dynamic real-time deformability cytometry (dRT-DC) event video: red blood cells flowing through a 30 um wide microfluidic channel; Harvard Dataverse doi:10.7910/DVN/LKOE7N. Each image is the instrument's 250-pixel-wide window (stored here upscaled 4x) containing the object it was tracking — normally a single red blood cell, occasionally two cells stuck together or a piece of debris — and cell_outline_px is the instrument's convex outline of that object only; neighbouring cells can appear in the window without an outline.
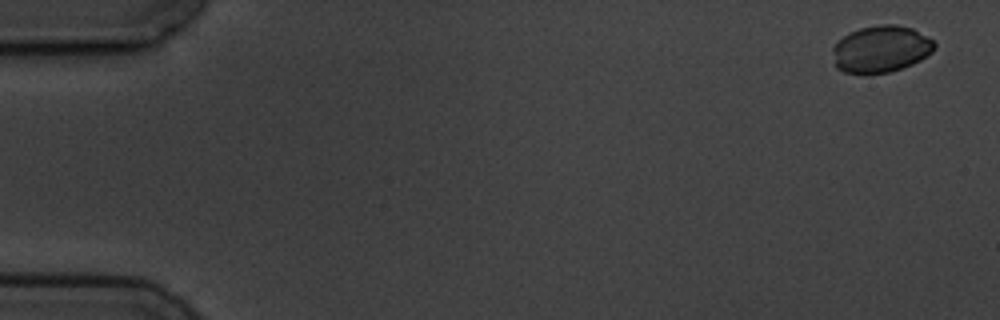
{"species": "common noctule bat (a hibernating species)", "species_latin": "Nyctalus noctula", "temperature_condition": "cold", "stored_images_in_passage": 6, "camera_frame_rate_fps": 3000, "um_per_image_px": 0.085, "animal": {"sex": "male", "body_mass_g": 19.5, "forearm_length_mm": 54.6}, "frame": {"image": 1, "passage_image": 1, "time_ms": 0.0, "image_size_px": [1000, 320], "cell_outline_px": [[936, 48], [932, 52], [920, 60], [912, 64], [888, 72], [844, 72], [836, 68], [832, 48], [848, 32], [860, 28], [880, 24], [896, 24], [912, 28], [928, 36], [936, 44]], "centroid_in_image_um": [74.9, 4.14], "position_along_channel_um": 10.1, "area_um2": 27.51}}
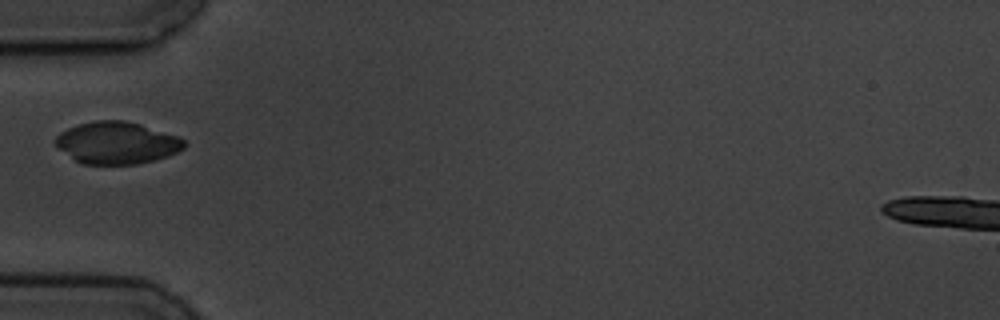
{"frame": {"image": 2, "passage_image": 6, "time_ms": 5.667, "image_size_px": [1000, 320], "cell_outline_px": [[188, 144], [184, 148], [168, 156], [136, 164], [80, 164], [60, 148], [52, 140], [60, 132], [68, 128], [80, 124], [96, 120], [124, 120], [140, 124], [180, 136]], "centroid_in_image_um": [9.95, 12.13], "position_along_channel_um": 75.0, "area_um2": 31.56}}